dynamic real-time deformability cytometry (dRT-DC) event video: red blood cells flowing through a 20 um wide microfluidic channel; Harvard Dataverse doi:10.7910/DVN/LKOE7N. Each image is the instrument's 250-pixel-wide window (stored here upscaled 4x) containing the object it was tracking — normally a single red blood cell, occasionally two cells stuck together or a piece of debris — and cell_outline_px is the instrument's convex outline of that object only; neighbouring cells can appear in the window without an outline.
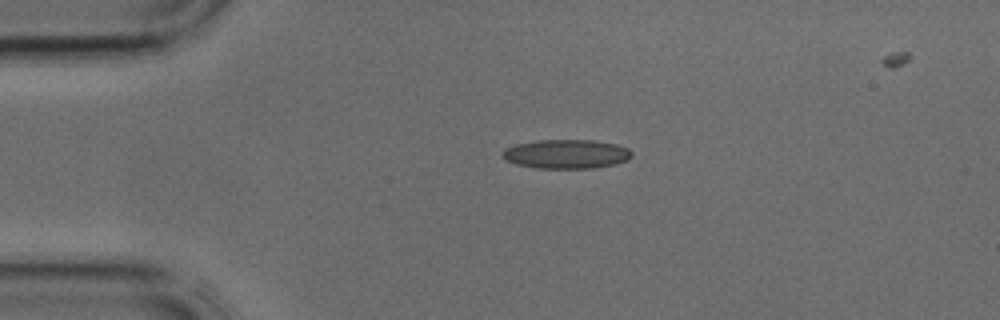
{"species": "common noctule bat (a hibernating species)", "species_latin": "Nyctalus noctula", "temperature_condition": "cold", "stored_images_in_passage": 4, "camera_frame_rate_fps": 3000, "um_per_image_px": 0.085, "animal": {"sex": "male", "body_mass_g": 17.9, "forearm_length_mm": 54.2}, "frame": {"image": 1, "passage_image": 4, "time_ms": 1.0, "image_size_px": [1000, 320], "cell_outline_px": [[632, 156], [628, 160], [616, 164], [592, 168], [540, 168], [516, 164], [504, 160], [500, 156], [500, 152], [504, 148], [516, 144], [536, 140], [596, 140], [616, 144], [628, 148], [632, 152]], "centroid_in_image_um": [48.11, 13.08], "position_along_channel_um": 36.9, "area_um2": 22.2}}